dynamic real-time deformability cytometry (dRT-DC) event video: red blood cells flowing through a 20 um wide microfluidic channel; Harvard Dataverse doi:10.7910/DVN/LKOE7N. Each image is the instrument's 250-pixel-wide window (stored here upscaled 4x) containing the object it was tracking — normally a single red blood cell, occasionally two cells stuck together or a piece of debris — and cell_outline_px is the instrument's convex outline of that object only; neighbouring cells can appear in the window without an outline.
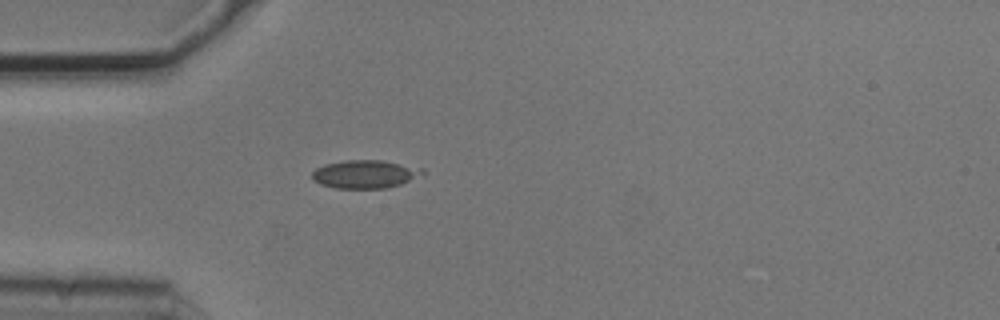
{"species": "common noctule bat (a hibernating species)", "species_latin": "Nyctalus noctula", "temperature_condition": "cold", "stored_images_in_passage": 3, "camera_frame_rate_fps": 3000, "um_per_image_px": 0.085, "animal": {"sex": "male", "body_mass_g": 20.5, "forearm_length_mm": 52.5}, "frame": {"image": 1, "passage_image": 3, "time_ms": 0.667, "image_size_px": [1000, 320], "cell_outline_px": [[424, 176], [388, 188], [336, 188], [320, 184], [312, 180], [312, 172], [316, 168], [324, 164], [344, 160], [380, 160], [424, 168]], "centroid_in_image_um": [31.05, 14.8], "position_along_channel_um": 54.0, "area_um2": 18.32}}